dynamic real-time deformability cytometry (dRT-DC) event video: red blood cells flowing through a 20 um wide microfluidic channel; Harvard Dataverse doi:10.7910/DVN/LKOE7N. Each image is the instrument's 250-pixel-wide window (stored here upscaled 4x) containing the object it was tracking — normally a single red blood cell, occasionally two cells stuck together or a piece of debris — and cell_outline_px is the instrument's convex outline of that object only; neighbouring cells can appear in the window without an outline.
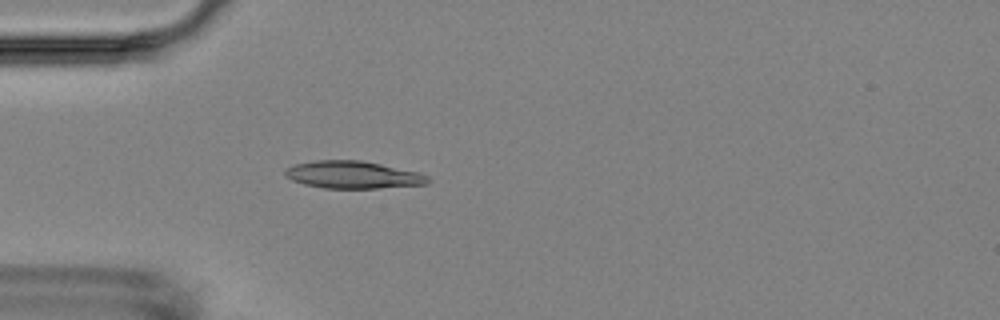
{"species": "Egyptian fruit bat (a non-hibernating species)", "species_latin": "Rousettus aegyptiacus", "temperature_condition": "room temperature", "stored_images_in_passage": 4, "camera_frame_rate_fps": 3000, "um_per_image_px": 0.085, "animal": {"sex": "female"}, "frame": {"image": 1, "passage_image": 4, "time_ms": 3.667, "image_size_px": [1000, 320], "cell_outline_px": [[432, 180], [428, 184], [376, 188], [324, 188], [304, 184], [292, 180], [284, 176], [284, 168], [296, 164], [312, 160], [360, 160], [420, 172], [428, 176]], "centroid_in_image_um": [29.99, 14.85], "position_along_channel_um": 55.0, "area_um2": 22.95}}